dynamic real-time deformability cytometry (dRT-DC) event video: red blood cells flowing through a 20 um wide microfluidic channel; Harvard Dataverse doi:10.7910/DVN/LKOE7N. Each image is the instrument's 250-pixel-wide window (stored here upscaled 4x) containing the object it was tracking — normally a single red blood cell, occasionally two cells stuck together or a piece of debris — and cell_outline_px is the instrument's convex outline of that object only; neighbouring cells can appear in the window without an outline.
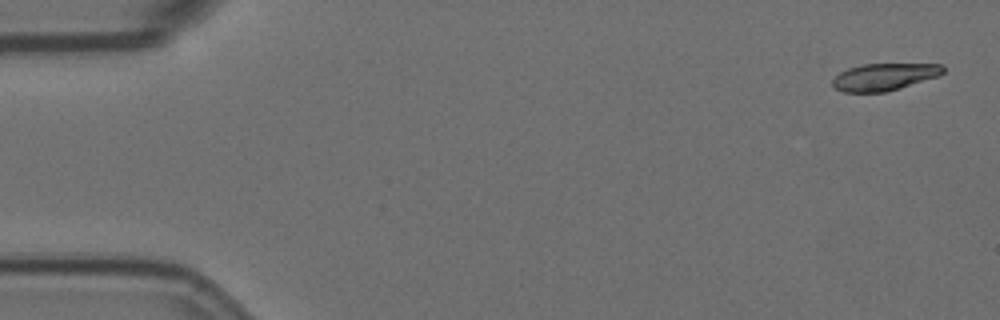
{"species": "Egyptian fruit bat (a non-hibernating species)", "species_latin": "Rousettus aegyptiacus", "temperature_condition": "room temperature", "stored_images_in_passage": 4, "camera_frame_rate_fps": 3000, "um_per_image_px": 0.085, "animal": {"sex": "female"}, "frame": {"image": 1, "passage_image": 1, "time_ms": 0.0, "image_size_px": [1000, 320], "cell_outline_px": [[944, 72], [940, 76], [900, 88], [884, 92], [844, 92], [832, 88], [832, 80], [840, 72], [848, 68], [864, 64], [944, 64]], "centroid_in_image_um": [75.17, 6.53], "position_along_channel_um": 9.8, "area_um2": 17.57}}
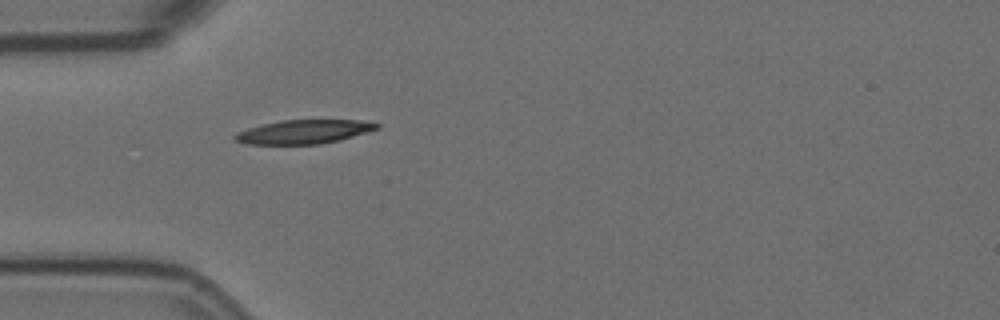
{"frame": {"image": 2, "passage_image": 4, "time_ms": 1.0, "image_size_px": [1000, 320], "cell_outline_px": [[380, 128], [340, 140], [320, 144], [248, 144], [236, 140], [232, 136], [236, 132], [248, 128], [264, 124], [284, 120], [360, 120], [380, 124]], "centroid_in_image_um": [25.83, 11.2], "position_along_channel_um": 59.2, "area_um2": 19.59}}